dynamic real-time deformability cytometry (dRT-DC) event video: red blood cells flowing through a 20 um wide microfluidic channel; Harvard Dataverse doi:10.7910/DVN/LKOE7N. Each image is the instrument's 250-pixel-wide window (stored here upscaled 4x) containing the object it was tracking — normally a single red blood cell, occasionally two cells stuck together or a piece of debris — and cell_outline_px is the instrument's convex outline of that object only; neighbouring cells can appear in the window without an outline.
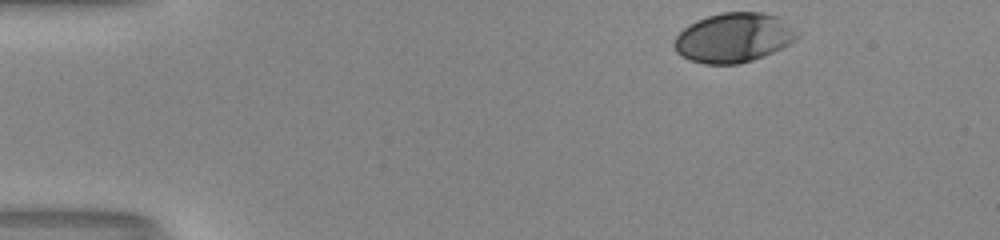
{"species": "human", "species_latin": "Homo sapiens", "temperature_condition": "room temperature", "stored_images_in_passage": 37, "camera_frame_rate_fps": 3000, "um_per_image_px": 0.085, "donor": {"sex": "male"}, "frame": {"image": 1, "passage_image": 1, "time_ms": 0.0, "image_size_px": [1000, 240], "cell_outline_px": [[800, 36], [796, 40], [764, 56], [740, 64], [704, 64], [688, 60], [676, 52], [672, 44], [676, 36], [684, 28], [696, 20], [708, 16], [724, 12], [764, 12], [776, 16], [800, 32]], "centroid_in_image_um": [62.35, 3.21], "position_along_channel_um": 22.7, "area_um2": 35.55}}
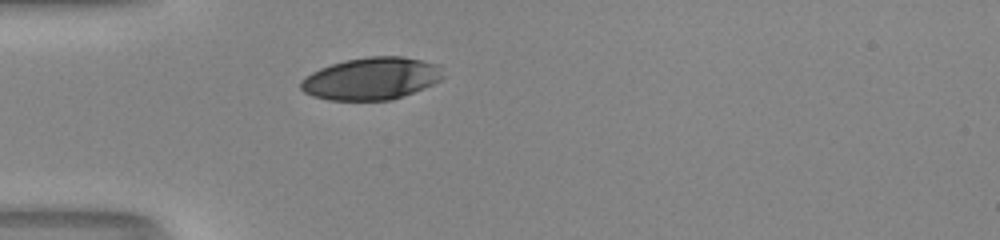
{"frame": {"image": 2, "passage_image": 10, "time_ms": 3.0, "image_size_px": [1000, 240], "cell_outline_px": [[444, 76], [440, 80], [424, 88], [392, 100], [328, 100], [312, 96], [304, 92], [300, 88], [300, 80], [312, 72], [320, 68], [344, 60], [368, 56], [404, 56], [440, 64]], "centroid_in_image_um": [31.57, 6.67], "position_along_channel_um": 53.4, "area_um2": 35.32}}
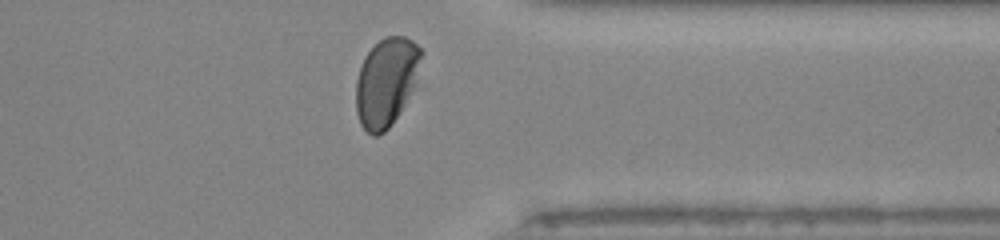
{"frame": {"image": 3, "passage_image": 35, "time_ms": 11.333, "image_size_px": [1000, 240], "cell_outline_px": [[424, 52], [412, 88], [400, 112], [388, 128], [384, 132], [376, 136], [372, 136], [360, 124], [356, 112], [356, 80], [364, 56], [384, 36], [404, 36], [412, 40]], "centroid_in_image_um": [32.81, 6.96], "position_along_channel_um": 378.6, "area_um2": 33.29}, "authors_computed_cell_mechanics": {"area_um2": 36.3562, "velocity_mm_per_s": 4.0911, "shape_relaxation_time_tau1_ms": 2.8938, "shape_relaxation_time_tau2_ms": null, "deformation_change_tau1": 0.1694, "deformation_change_tau2": null}}